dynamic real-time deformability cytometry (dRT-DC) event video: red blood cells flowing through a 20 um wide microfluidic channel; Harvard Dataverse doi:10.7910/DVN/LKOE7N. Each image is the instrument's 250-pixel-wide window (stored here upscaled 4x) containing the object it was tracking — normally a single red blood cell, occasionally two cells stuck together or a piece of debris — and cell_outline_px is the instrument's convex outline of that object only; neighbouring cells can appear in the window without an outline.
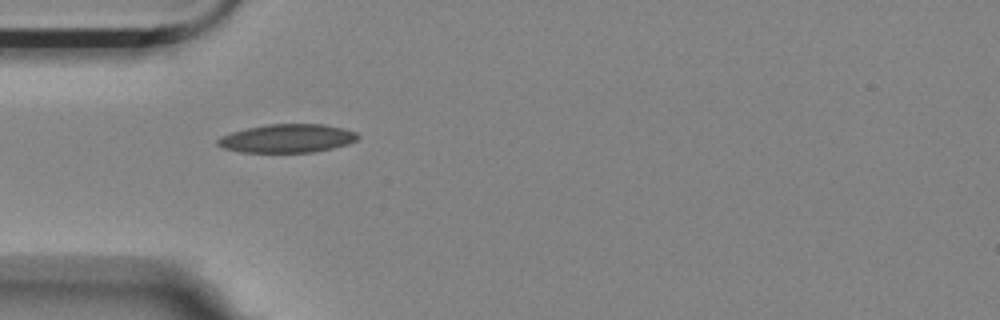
{"species": "Egyptian fruit bat (a non-hibernating species)", "species_latin": "Rousettus aegyptiacus", "temperature_condition": "room temperature", "stored_images_in_passage": 4, "camera_frame_rate_fps": 3000, "um_per_image_px": 0.085, "animal": {"sex": "female"}, "frame": {"image": 1, "passage_image": 1, "time_ms": 0.0, "image_size_px": [1000, 320], "cell_outline_px": [[360, 136], [356, 140], [348, 144], [332, 148], [312, 152], [240, 152], [224, 148], [216, 144], [216, 140], [220, 136], [232, 132], [248, 128], [268, 124], [324, 124], [344, 128], [356, 132]], "centroid_in_image_um": [24.42, 11.76], "position_along_channel_um": 60.6, "area_um2": 23.24}}
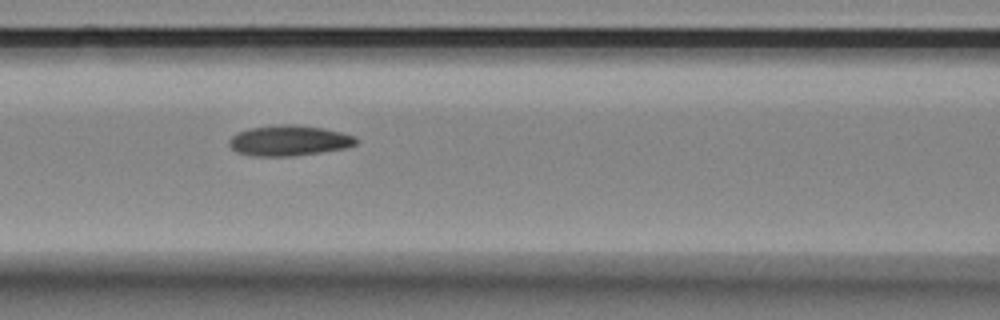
{"frame": {"image": 2, "passage_image": 3, "time_ms": 0.667, "image_size_px": [1000, 320], "cell_outline_px": [[360, 140], [356, 144], [344, 148], [320, 152], [288, 156], [256, 156], [236, 152], [228, 144], [228, 140], [236, 132], [248, 128], [276, 124], [296, 124], [324, 128], [356, 136]], "centroid_in_image_um": [24.55, 11.93], "position_along_channel_um": 142.1, "area_um2": 22.72}}
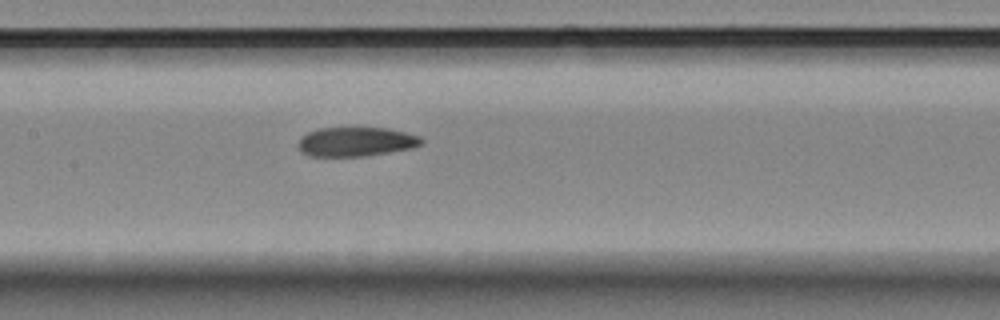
{"frame": {"image": 3, "passage_image": 4, "time_ms": 1.0, "image_size_px": [1000, 320], "cell_outline_px": [[424, 140], [420, 144], [412, 148], [364, 156], [308, 156], [300, 152], [296, 144], [300, 136], [308, 132], [320, 128], [356, 124], [388, 128], [420, 136]], "centroid_in_image_um": [30.19, 11.99], "position_along_channel_um": 177.2, "area_um2": 22.08}}